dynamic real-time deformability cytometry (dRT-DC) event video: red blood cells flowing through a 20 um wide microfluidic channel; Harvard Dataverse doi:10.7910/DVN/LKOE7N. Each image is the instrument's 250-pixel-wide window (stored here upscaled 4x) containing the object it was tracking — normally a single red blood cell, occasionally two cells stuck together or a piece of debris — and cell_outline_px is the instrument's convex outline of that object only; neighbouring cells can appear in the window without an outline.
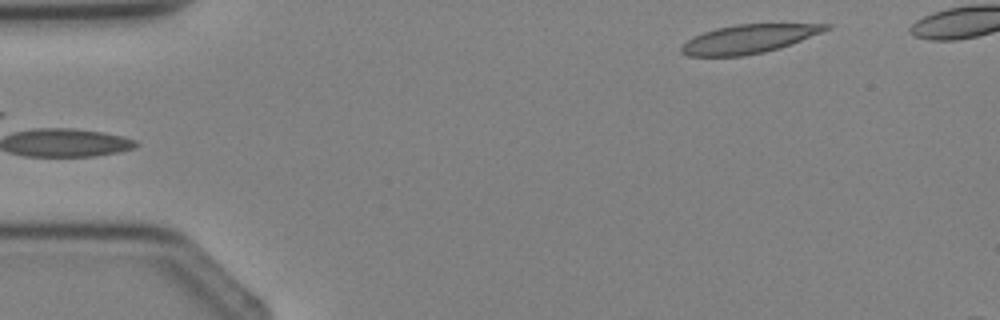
{"species": "Egyptian fruit bat (a non-hibernating species)", "species_latin": "Rousettus aegyptiacus", "temperature_condition": "cold", "stored_images_in_passage": 3, "camera_frame_rate_fps": 3000, "um_per_image_px": 0.085, "animal": {"sex": "female"}, "frame": {"image": 1, "passage_image": 1, "time_ms": 0.0, "image_size_px": [1000, 320], "cell_outline_px": [[832, 28], [792, 44], [780, 48], [764, 52], [744, 56], [688, 56], [680, 52], [680, 44], [704, 32], [716, 28], [736, 24], [832, 24]], "centroid_in_image_um": [63.64, 3.31], "position_along_channel_um": 21.4, "area_um2": 24.16}}